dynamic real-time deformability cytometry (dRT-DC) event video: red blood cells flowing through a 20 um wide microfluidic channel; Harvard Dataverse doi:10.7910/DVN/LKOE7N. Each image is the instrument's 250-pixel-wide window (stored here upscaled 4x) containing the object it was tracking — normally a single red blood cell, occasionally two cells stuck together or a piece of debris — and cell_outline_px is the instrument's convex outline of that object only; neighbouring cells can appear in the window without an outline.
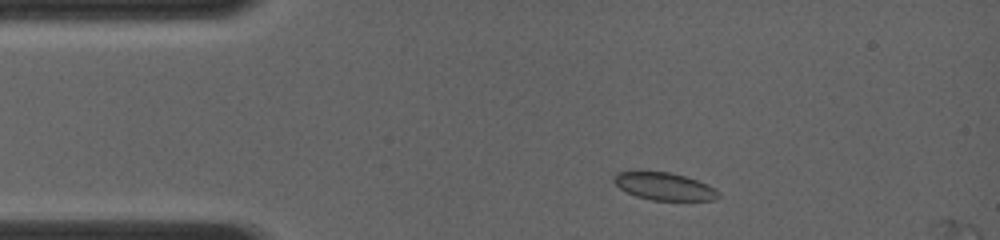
{"species": "common noctule bat (a hibernating species)", "species_latin": "Nyctalus noctula", "temperature_condition": "room temperature", "stored_images_in_passage": 4, "camera_frame_rate_fps": 4000, "um_per_image_px": 0.085, "animal": {"sex": "female", "body_mass_g": 19.0, "forearm_length_mm": 56.7}, "frame": {"image": 1, "passage_image": 2, "time_ms": 0.75, "image_size_px": [1000, 240], "cell_outline_px": [[720, 196], [716, 200], [652, 200], [636, 196], [620, 188], [612, 180], [616, 172], [668, 172], [684, 176], [708, 184], [720, 192]], "centroid_in_image_um": [56.49, 15.85], "position_along_channel_um": 28.5, "area_um2": 16.59}}